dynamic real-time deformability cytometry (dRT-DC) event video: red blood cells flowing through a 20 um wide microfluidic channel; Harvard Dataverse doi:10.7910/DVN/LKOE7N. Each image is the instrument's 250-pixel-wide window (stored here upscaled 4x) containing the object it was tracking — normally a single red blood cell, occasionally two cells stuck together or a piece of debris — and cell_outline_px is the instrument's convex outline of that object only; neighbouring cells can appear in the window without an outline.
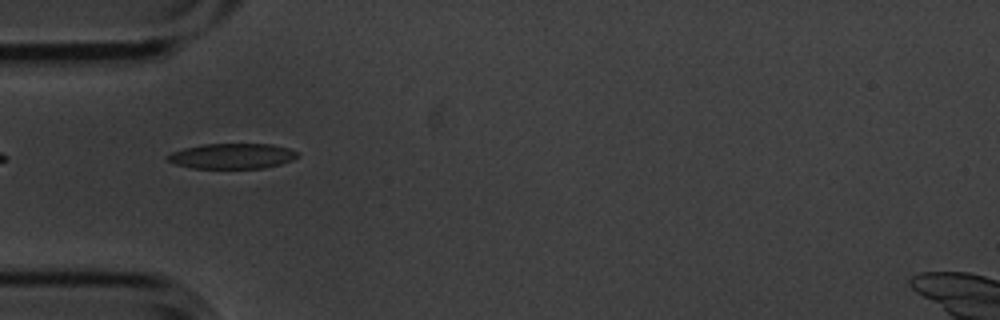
{"species": "common noctule bat (a hibernating species)", "species_latin": "Nyctalus noctula", "temperature_condition": "cold", "stored_images_in_passage": 9, "camera_frame_rate_fps": 3000, "um_per_image_px": 0.085, "animal": {"sex": "male", "body_mass_g": 20.1, "forearm_length_mm": 53.5}, "frame": {"image": 1, "passage_image": 1, "time_ms": 0.0, "image_size_px": [1000, 320], "cell_outline_px": [[300, 156], [292, 160], [280, 164], [264, 168], [192, 168], [176, 164], [168, 160], [164, 156], [172, 152], [184, 148], [204, 144], [272, 144], [288, 148], [300, 152]], "centroid_in_image_um": [19.76, 13.26], "position_along_channel_um": 65.2, "area_um2": 19.25}}